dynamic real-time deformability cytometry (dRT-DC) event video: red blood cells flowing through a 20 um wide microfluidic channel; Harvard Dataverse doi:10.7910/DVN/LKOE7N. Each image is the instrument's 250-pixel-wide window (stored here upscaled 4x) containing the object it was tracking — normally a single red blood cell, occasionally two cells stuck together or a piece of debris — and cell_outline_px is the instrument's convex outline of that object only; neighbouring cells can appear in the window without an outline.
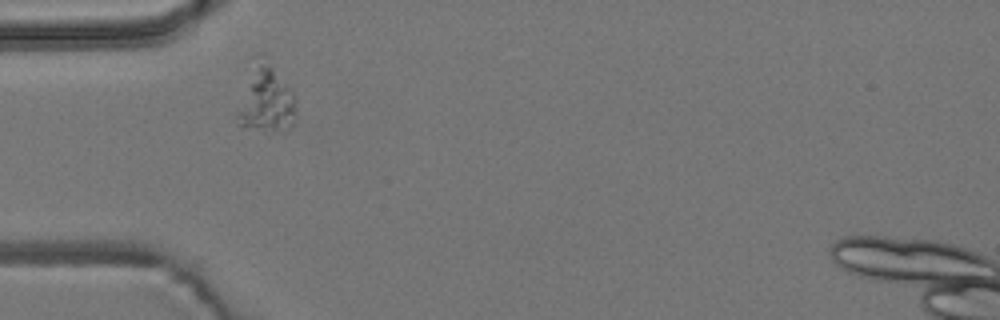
{"species": "common noctule bat (a hibernating species)", "species_latin": "Nyctalus noctula", "temperature_condition": "room temperature", "stored_images_in_passage": 2, "camera_frame_rate_fps": 3000, "um_per_image_px": 0.085, "animal": {"sex": "male", "body_mass_g": 19.2, "forearm_length_mm": 51.8}, "frame": {"image": 1, "passage_image": 1, "time_ms": 0.0, "image_size_px": [1000, 320], "cell_outline_px": [[296, 120], [288, 128], [272, 128], [236, 124], [236, 112], [252, 56], [256, 52], [260, 52], [292, 92], [296, 100]], "centroid_in_image_um": [22.56, 8.31], "position_along_channel_um": 62.4, "area_um2": 22.54}}
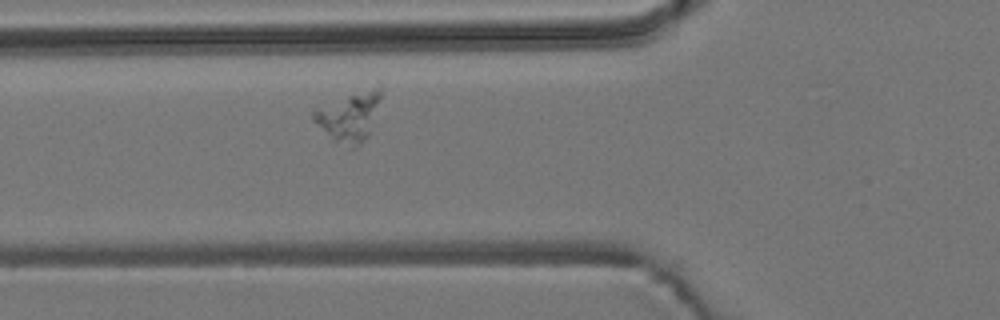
{"frame": {"image": 2, "passage_image": 2, "time_ms": 1.0, "image_size_px": [1000, 320], "cell_outline_px": [[380, 96], [368, 136], [356, 148], [352, 148], [332, 140], [312, 120], [312, 112], [316, 108], [380, 84]], "centroid_in_image_um": [29.65, 9.95], "position_along_channel_um": 96.1, "area_um2": 18.67}}